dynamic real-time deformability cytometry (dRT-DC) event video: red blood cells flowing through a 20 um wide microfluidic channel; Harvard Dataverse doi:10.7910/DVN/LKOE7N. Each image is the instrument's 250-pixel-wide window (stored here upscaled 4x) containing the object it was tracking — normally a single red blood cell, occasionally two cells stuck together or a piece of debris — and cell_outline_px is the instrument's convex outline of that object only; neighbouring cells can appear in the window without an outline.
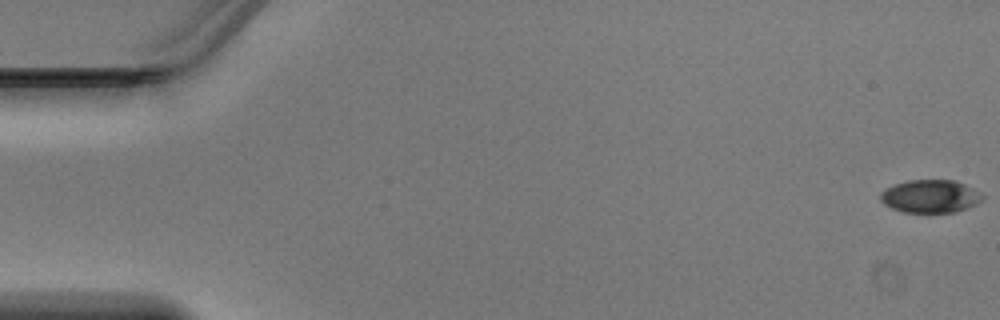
{"species": "Egyptian fruit bat (a non-hibernating species)", "species_latin": "Rousettus aegyptiacus", "temperature_condition": "warm", "stored_images_in_passage": 49, "camera_frame_rate_fps": 3000, "um_per_image_px": 0.085, "animal": {"sex": "male"}, "frame": {"image": 1, "passage_image": 1, "time_ms": 0.0, "image_size_px": [1000, 320], "cell_outline_px": [[984, 196], [976, 204], [956, 212], [904, 212], [892, 208], [884, 204], [880, 200], [880, 192], [884, 188], [908, 180], [956, 180], [972, 188]], "centroid_in_image_um": [79.04, 16.68], "position_along_channel_um": 6.0, "area_um2": 19.48}}
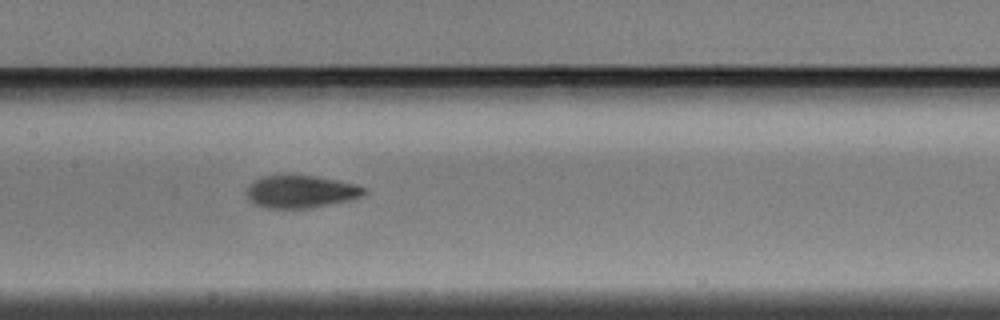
{"frame": {"image": 2, "passage_image": 24, "time_ms": 7.667, "image_size_px": [1000, 320], "cell_outline_px": [[368, 192], [364, 196], [352, 200], [308, 208], [264, 208], [248, 200], [244, 192], [248, 184], [264, 176], [316, 176], [356, 184], [364, 188]], "centroid_in_image_um": [25.56, 16.3], "position_along_channel_um": 181.8, "area_um2": 22.37}}
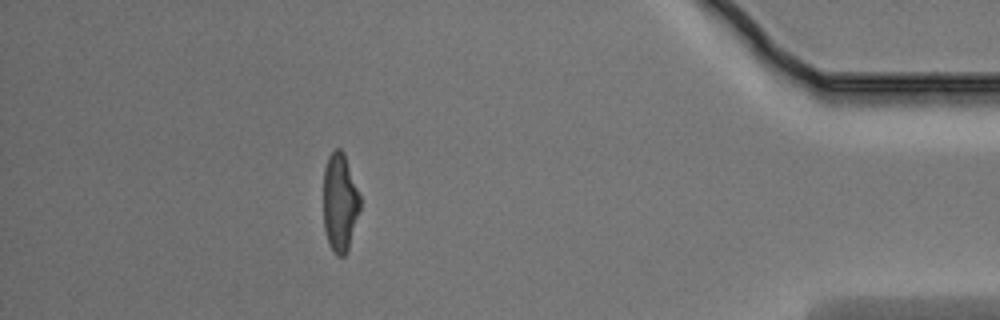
{"frame": {"image": 3, "passage_image": 43, "time_ms": 14.0, "image_size_px": [1000, 320], "cell_outline_px": [[360, 208], [348, 248], [344, 256], [336, 256], [328, 240], [324, 228], [324, 168], [328, 156], [336, 148], [340, 148], [344, 152], [360, 196]], "centroid_in_image_um": [28.88, 17.17], "position_along_channel_um": 406.3, "area_um2": 20.75}}